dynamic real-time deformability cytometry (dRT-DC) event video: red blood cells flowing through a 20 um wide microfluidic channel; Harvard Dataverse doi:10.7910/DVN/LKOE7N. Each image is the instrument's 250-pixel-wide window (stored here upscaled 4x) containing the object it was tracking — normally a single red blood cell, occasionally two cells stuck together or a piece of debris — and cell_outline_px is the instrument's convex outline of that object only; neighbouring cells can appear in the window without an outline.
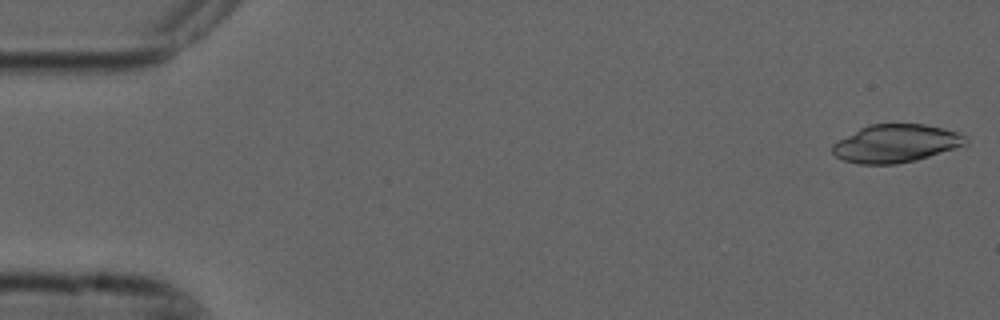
{"species": "common noctule bat (a hibernating species)", "species_latin": "Nyctalus noctula", "temperature_condition": "cold", "stored_images_in_passage": 53, "camera_frame_rate_fps": 3000, "um_per_image_px": 0.085, "animal": {"sex": "male", "forearm_length_mm": 52.5}, "frame": {"image": 1, "passage_image": 1, "time_ms": 0.0, "image_size_px": [1000, 320], "cell_outline_px": [[968, 144], [916, 160], [896, 164], [860, 164], [844, 160], [836, 156], [832, 152], [832, 144], [860, 128], [868, 124], [924, 124], [944, 128], [960, 132], [968, 136]], "centroid_in_image_um": [76.19, 12.18], "position_along_channel_um": 8.8, "area_um2": 29.54}}